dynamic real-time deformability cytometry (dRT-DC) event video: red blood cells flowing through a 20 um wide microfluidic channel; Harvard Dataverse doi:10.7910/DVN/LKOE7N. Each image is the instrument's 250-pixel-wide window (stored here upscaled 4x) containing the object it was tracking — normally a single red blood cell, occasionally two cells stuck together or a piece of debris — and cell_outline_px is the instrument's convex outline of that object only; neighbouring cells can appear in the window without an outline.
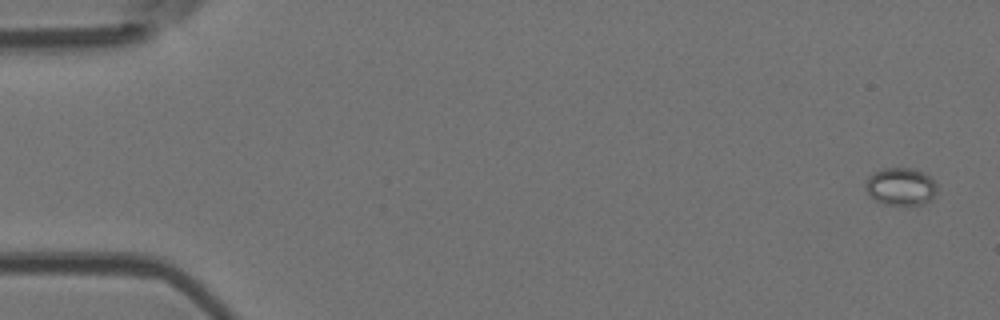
{"species": "Egyptian fruit bat (a non-hibernating species)", "species_latin": "Rousettus aegyptiacus", "temperature_condition": "room temperature", "stored_images_in_passage": 4, "camera_frame_rate_fps": 3000, "um_per_image_px": 0.085, "animal": {"sex": "female"}, "frame": {"image": 1, "passage_image": 1, "time_ms": 0.0, "image_size_px": [1000, 320], "cell_outline_px": [[936, 192], [932, 200], [924, 204], [908, 208], [884, 204], [872, 200], [868, 196], [864, 188], [864, 184], [868, 176], [872, 172], [884, 168], [912, 168], [924, 172], [936, 184]], "centroid_in_image_um": [76.52, 15.91], "position_along_channel_um": 8.5, "area_um2": 16.53}}
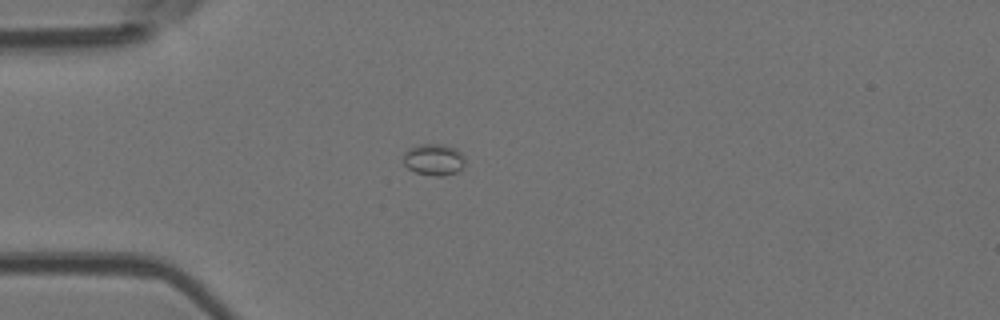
{"frame": {"image": 2, "passage_image": 4, "time_ms": 4.333, "image_size_px": [1000, 320], "cell_outline_px": [[464, 164], [456, 172], [440, 176], [436, 176], [416, 172], [408, 168], [404, 164], [404, 152], [408, 148], [420, 144], [444, 144], [456, 148], [464, 156]], "centroid_in_image_um": [36.86, 13.54], "position_along_channel_um": 48.1, "area_um2": 11.27}}